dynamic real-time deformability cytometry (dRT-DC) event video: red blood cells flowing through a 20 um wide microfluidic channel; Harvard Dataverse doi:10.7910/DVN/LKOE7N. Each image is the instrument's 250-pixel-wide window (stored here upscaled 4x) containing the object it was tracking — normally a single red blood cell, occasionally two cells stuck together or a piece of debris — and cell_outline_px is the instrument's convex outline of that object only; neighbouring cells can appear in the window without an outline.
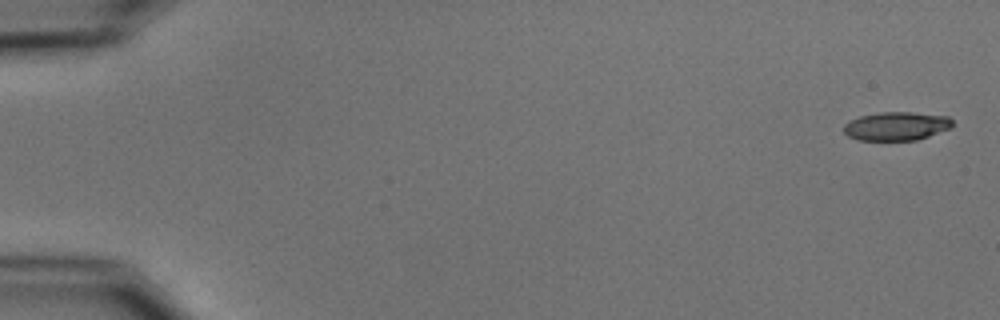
{"species": "common noctule bat (a hibernating species)", "species_latin": "Nyctalus noctula", "temperature_condition": "cold", "stored_images_in_passage": 6, "camera_frame_rate_fps": 3000, "um_per_image_px": 0.085, "animal": {"sex": "male", "body_mass_g": 15.6}, "frame": {"image": 1, "passage_image": 1, "time_ms": 0.0, "image_size_px": [1000, 320], "cell_outline_px": [[952, 128], [916, 140], [860, 140], [848, 136], [844, 132], [844, 124], [860, 116], [880, 112], [912, 112], [948, 116], [952, 120]], "centroid_in_image_um": [76.21, 10.72], "position_along_channel_um": 8.8, "area_um2": 18.03}}